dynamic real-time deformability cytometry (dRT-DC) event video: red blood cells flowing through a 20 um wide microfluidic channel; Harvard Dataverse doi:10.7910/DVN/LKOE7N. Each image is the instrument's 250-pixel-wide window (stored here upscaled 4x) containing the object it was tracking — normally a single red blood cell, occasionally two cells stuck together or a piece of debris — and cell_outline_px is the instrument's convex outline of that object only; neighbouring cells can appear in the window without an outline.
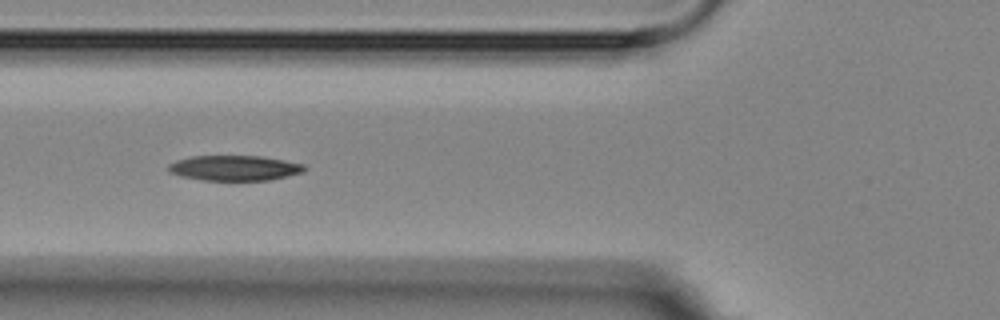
{"species": "Egyptian fruit bat (a non-hibernating species)", "species_latin": "Rousettus aegyptiacus", "temperature_condition": "room temperature", "stored_images_in_passage": 12, "camera_frame_rate_fps": 3000, "um_per_image_px": 0.085, "animal": {"sex": "female"}, "frame": {"image": 1, "passage_image": 3, "time_ms": 3.333, "image_size_px": [1000, 320], "cell_outline_px": [[308, 168], [304, 172], [288, 176], [268, 180], [204, 180], [180, 176], [168, 172], [168, 164], [176, 160], [192, 156], [260, 156], [284, 160], [304, 164]], "centroid_in_image_um": [19.94, 14.28], "position_along_channel_um": 105.9, "area_um2": 20.06}}
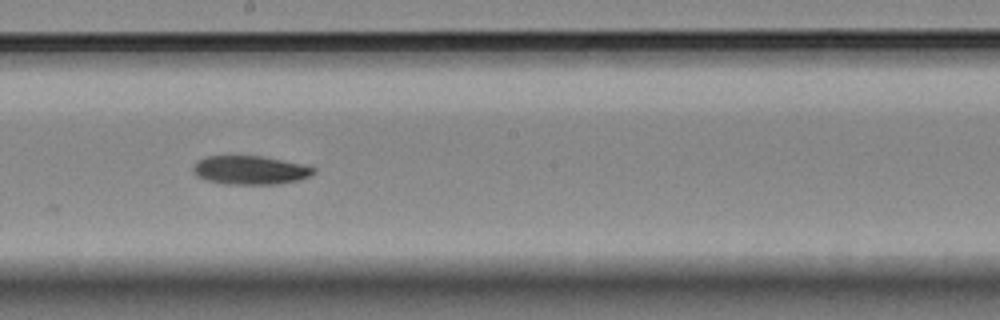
{"frame": {"image": 2, "passage_image": 6, "time_ms": 6.667, "image_size_px": [1000, 320], "cell_outline_px": [[316, 172], [300, 180], [276, 184], [224, 184], [204, 180], [196, 176], [192, 172], [192, 164], [196, 160], [204, 156], [232, 152], [264, 156], [300, 164], [316, 168]], "centroid_in_image_um": [21.13, 14.41], "position_along_channel_um": 227.1, "area_um2": 21.27}}
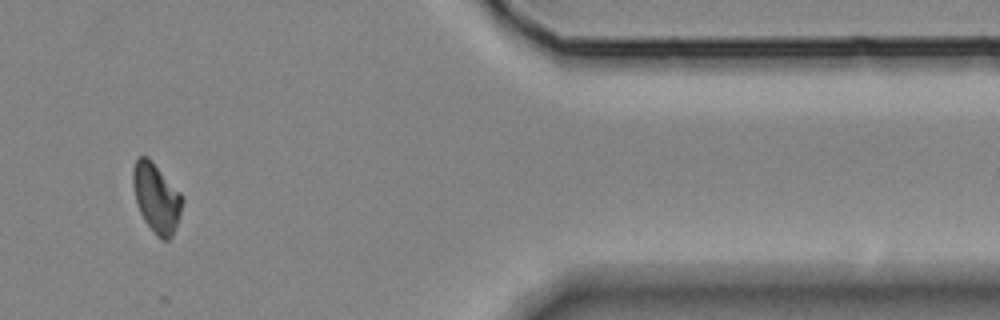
{"frame": {"image": 3, "passage_image": 11, "time_ms": 12.333, "image_size_px": [1000, 320], "cell_outline_px": [[184, 200], [172, 236], [168, 240], [164, 240], [156, 236], [144, 220], [140, 212], [136, 200], [132, 184], [132, 168], [136, 160], [140, 156], [148, 156], [180, 192]], "centroid_in_image_um": [13.27, 16.8], "position_along_channel_um": 398.1, "area_um2": 19.77}}